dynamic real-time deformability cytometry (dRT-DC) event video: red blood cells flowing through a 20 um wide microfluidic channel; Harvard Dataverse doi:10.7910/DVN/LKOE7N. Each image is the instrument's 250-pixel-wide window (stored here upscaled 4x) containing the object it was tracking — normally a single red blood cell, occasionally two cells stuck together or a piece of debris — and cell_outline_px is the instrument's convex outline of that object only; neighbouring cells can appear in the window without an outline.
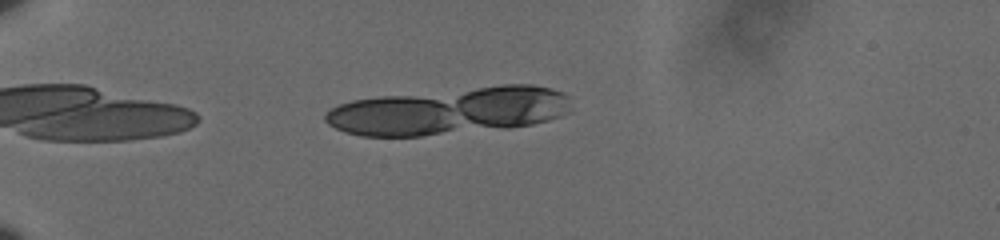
{"species": "human", "species_latin": "Homo sapiens", "temperature_condition": "cold", "stored_images_in_passage": 11, "camera_frame_rate_fps": 3000, "um_per_image_px": 0.085, "donor": {"sex": "male"}, "frame": {"image": 1, "passage_image": 4, "time_ms": 1.0, "image_size_px": [1000, 240], "cell_outline_px": [[568, 96], [560, 116], [548, 120], [532, 124], [508, 128], [420, 136], [360, 136], [344, 132], [328, 124], [324, 120], [324, 116], [332, 108], [340, 104], [352, 100], [380, 96], [504, 84], [532, 84], [564, 92]], "centroid_in_image_um": [38.1, 9.43], "position_along_channel_um": 46.9, "area_um2": 67.05}}